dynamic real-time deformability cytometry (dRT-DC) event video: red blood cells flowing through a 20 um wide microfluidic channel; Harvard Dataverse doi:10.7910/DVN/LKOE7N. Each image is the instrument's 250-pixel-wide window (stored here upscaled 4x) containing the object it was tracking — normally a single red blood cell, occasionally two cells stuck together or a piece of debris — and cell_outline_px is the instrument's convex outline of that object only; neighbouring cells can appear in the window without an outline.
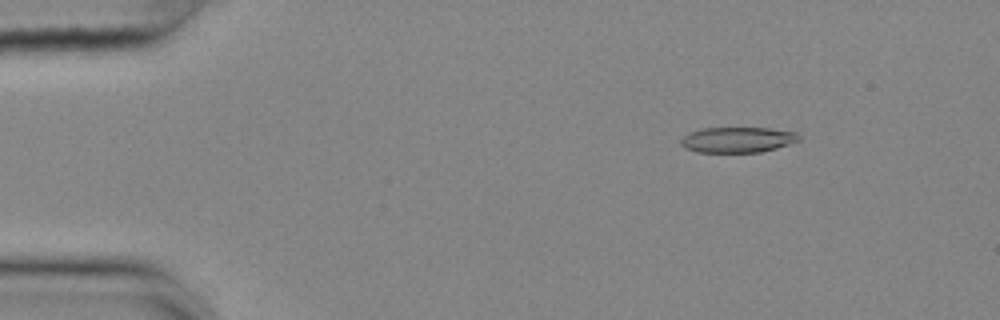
{"species": "common noctule bat (a hibernating species)", "species_latin": "Nyctalus noctula", "temperature_condition": "cold", "stored_images_in_passage": 49, "camera_frame_rate_fps": 3000, "um_per_image_px": 0.085, "animal": {"sex": "female", "body_mass_g": 25.1}, "frame": {"image": 1, "passage_image": 1, "time_ms": 0.0, "image_size_px": [1000, 320], "cell_outline_px": [[800, 140], [776, 148], [760, 152], [696, 152], [684, 148], [680, 144], [680, 140], [688, 132], [704, 128], [768, 128], [796, 132], [800, 136]], "centroid_in_image_um": [62.66, 11.88], "position_along_channel_um": 22.3, "area_um2": 17.57}}
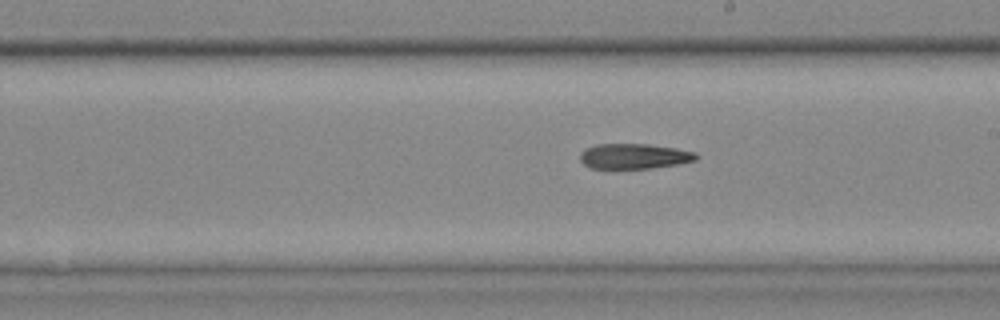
{"frame": {"image": 2, "passage_image": 25, "time_ms": 8.0, "image_size_px": [1000, 320], "cell_outline_px": [[696, 160], [676, 164], [652, 168], [592, 168], [584, 164], [580, 160], [580, 152], [584, 148], [596, 144], [648, 144], [676, 148], [696, 152]], "centroid_in_image_um": [53.86, 13.27], "position_along_channel_um": 235.1, "area_um2": 16.99}}
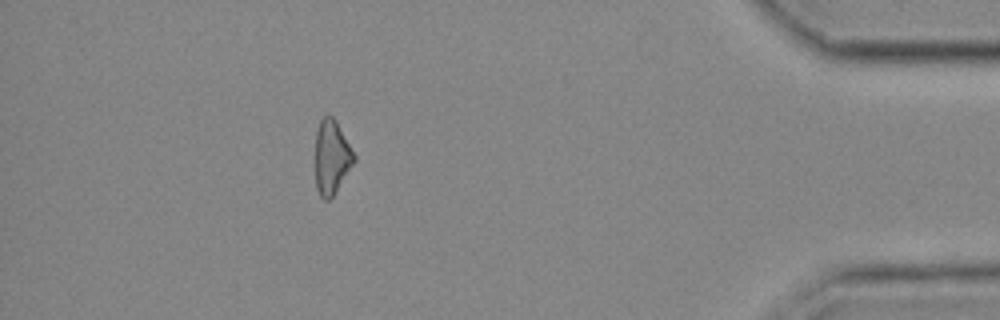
{"frame": {"image": 3, "passage_image": 43, "time_ms": 14.0, "image_size_px": [1000, 320], "cell_outline_px": [[356, 160], [332, 196], [328, 200], [324, 200], [320, 196], [316, 188], [316, 128], [320, 120], [324, 116], [332, 116], [336, 120], [356, 156]], "centroid_in_image_um": [28.19, 13.34], "position_along_channel_um": 407.0, "area_um2": 16.59}}